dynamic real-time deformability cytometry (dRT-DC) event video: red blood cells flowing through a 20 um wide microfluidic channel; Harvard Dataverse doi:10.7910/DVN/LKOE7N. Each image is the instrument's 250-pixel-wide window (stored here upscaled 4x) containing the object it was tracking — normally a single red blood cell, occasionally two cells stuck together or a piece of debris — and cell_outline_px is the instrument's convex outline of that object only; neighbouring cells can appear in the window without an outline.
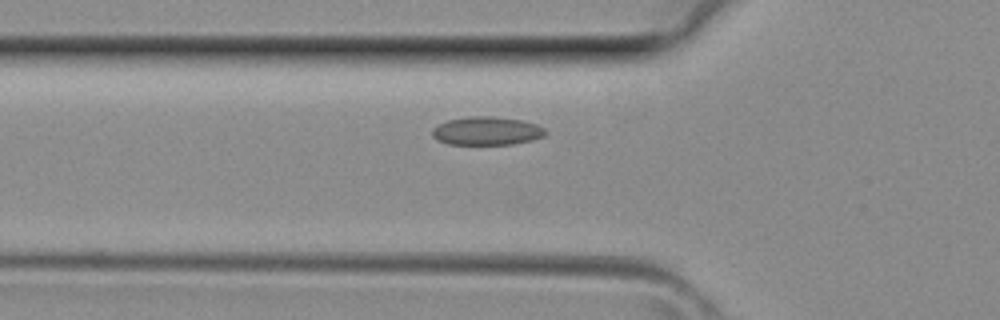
{"species": "common noctule bat (a hibernating species)", "species_latin": "Nyctalus noctula", "temperature_condition": "room temperature", "stored_images_in_passage": 36, "segment_of_instrument_passage": [1, 2], "camera_frame_rate_fps": 3000, "um_per_image_px": 0.085, "animal": {"sex": "female", "body_mass_g": 29.2, "forearm_length_mm": 56.3}, "frame": {"image": 1, "passage_image": 9, "time_ms": 2.667, "image_size_px": [1000, 320], "cell_outline_px": [[548, 132], [544, 136], [532, 140], [512, 144], [448, 144], [436, 140], [432, 136], [432, 128], [448, 120], [472, 116], [488, 116], [520, 120], [536, 124], [544, 128]], "centroid_in_image_um": [41.37, 11.14], "position_along_channel_um": 84.4, "area_um2": 18.61}}
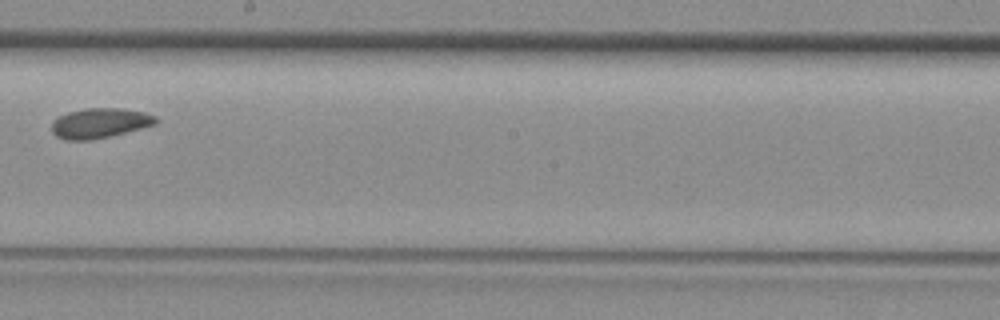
{"frame": {"image": 2, "passage_image": 18, "time_ms": 5.667, "image_size_px": [1000, 320], "cell_outline_px": [[156, 124], [108, 136], [88, 140], [64, 140], [56, 136], [52, 132], [52, 124], [60, 116], [68, 112], [88, 108], [120, 108], [144, 112], [156, 116]], "centroid_in_image_um": [8.47, 10.46], "position_along_channel_um": 239.7, "area_um2": 17.8}}
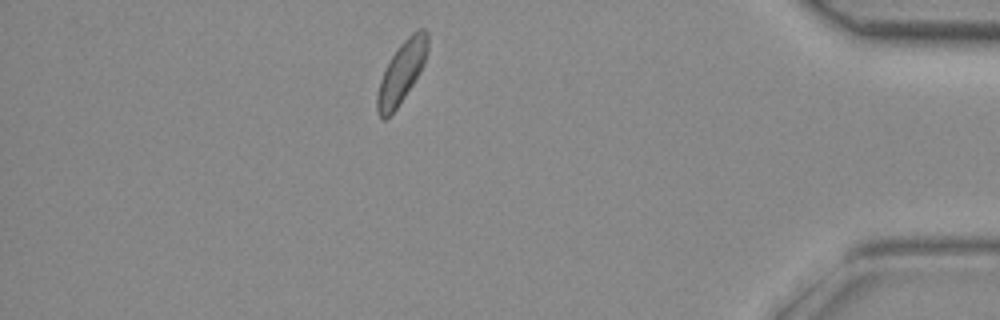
{"frame": {"image": 3, "passage_image": 30, "time_ms": 9.667, "image_size_px": [1000, 320], "cell_outline_px": [[428, 52], [424, 64], [420, 72], [396, 108], [384, 120], [380, 120], [376, 112], [376, 96], [380, 80], [396, 48], [416, 28], [424, 28], [428, 32]], "centroid_in_image_um": [34.14, 6.12], "position_along_channel_um": 401.1, "area_um2": 18.03}}